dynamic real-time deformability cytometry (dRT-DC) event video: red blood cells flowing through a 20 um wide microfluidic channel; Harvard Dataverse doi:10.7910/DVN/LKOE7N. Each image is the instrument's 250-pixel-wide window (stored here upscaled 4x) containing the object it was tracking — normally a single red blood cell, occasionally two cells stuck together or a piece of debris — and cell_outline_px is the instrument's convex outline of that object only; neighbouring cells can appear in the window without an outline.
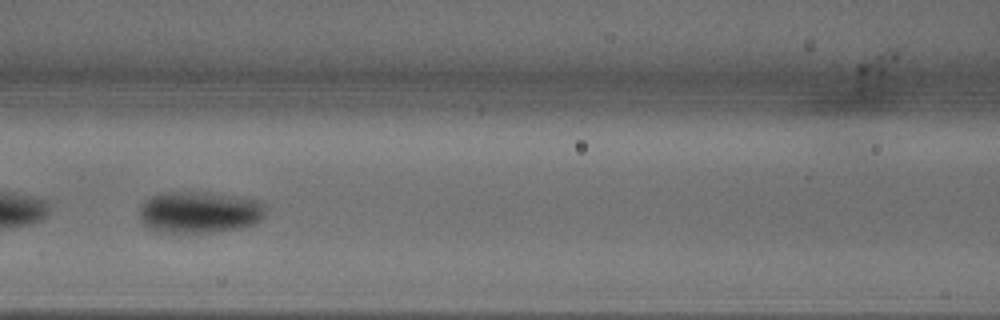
{"species": "common noctule bat (a hibernating species)", "species_latin": "Nyctalus noctula", "temperature_condition": "warm", "stored_images_in_passage": 49, "camera_frame_rate_fps": 3000, "um_per_image_px": 0.085, "animal": {"sex": "male", "body_mass_g": 18.8}, "frame": {"image": 1, "passage_image": 21, "time_ms": 6.667, "image_size_px": [1000, 320], "cell_outline_px": [[264, 216], [256, 224], [240, 228], [220, 232], [160, 232], [148, 228], [140, 220], [140, 204], [144, 200], [160, 192], [200, 192], [236, 196], [260, 200], [264, 204]], "centroid_in_image_um": [16.94, 18.04], "position_along_channel_um": 149.7, "area_um2": 30.92}}
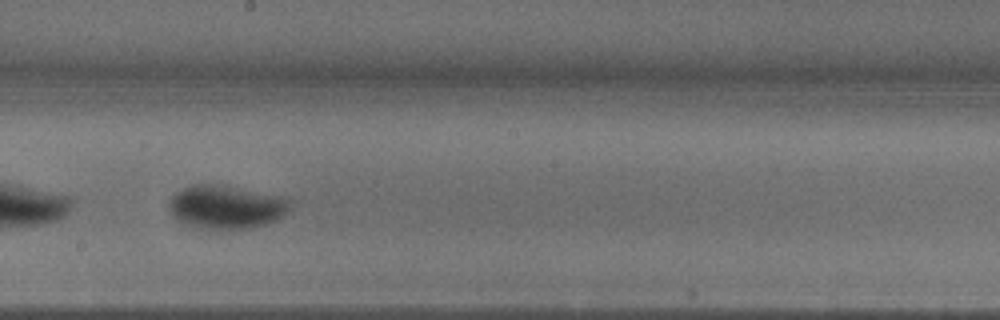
{"frame": {"image": 2, "passage_image": 27, "time_ms": 8.667, "image_size_px": [1000, 320], "cell_outline_px": [[288, 208], [276, 220], [268, 224], [252, 228], [220, 232], [200, 228], [184, 224], [168, 208], [168, 204], [184, 188], [192, 184], [220, 184], [280, 196], [288, 200]], "centroid_in_image_um": [19.22, 17.64], "position_along_channel_um": 229.0, "area_um2": 30.58}}
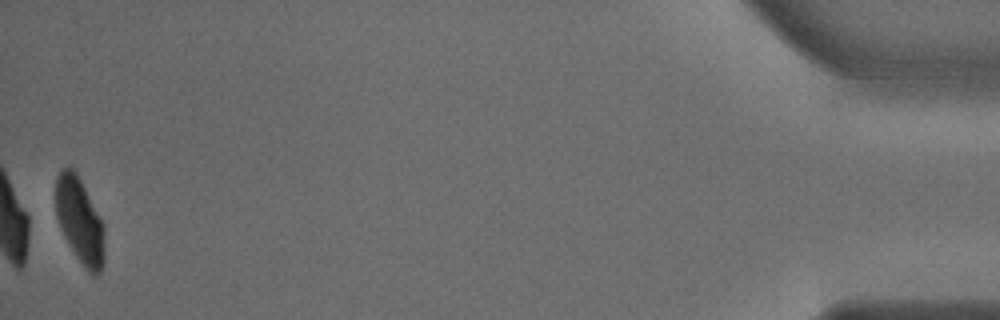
{"frame": {"image": 3, "passage_image": 49, "time_ms": 16.0, "image_size_px": [1000, 320], "cell_outline_px": [[104, 260], [100, 272], [92, 276], [84, 268], [68, 244], [60, 228], [56, 216], [56, 176], [68, 164], [72, 164], [104, 224]], "centroid_in_image_um": [6.78, 18.74], "position_along_channel_um": 428.4, "area_um2": 24.57}}